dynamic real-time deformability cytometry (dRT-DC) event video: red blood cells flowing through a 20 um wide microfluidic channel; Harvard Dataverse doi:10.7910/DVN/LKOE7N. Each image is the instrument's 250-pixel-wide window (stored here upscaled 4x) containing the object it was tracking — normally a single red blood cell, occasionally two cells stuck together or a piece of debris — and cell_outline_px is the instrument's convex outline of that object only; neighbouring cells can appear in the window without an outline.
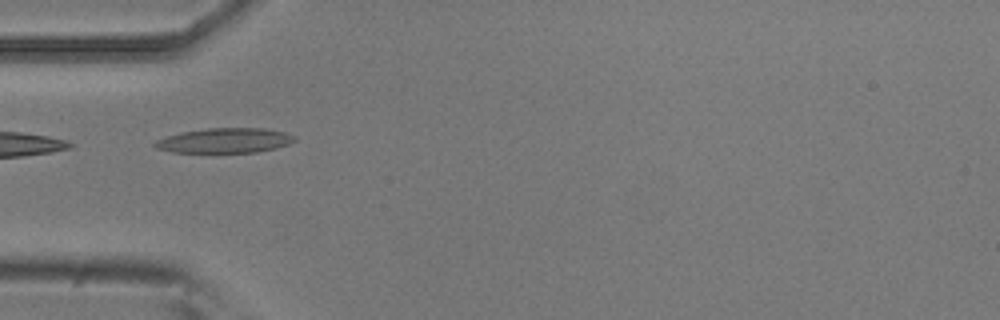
{"species": "common noctule bat (a hibernating species)", "species_latin": "Nyctalus noctula", "temperature_condition": "room temperature", "stored_images_in_passage": 6, "camera_frame_rate_fps": 3000, "um_per_image_px": 0.085, "animal": {"sex": "male", "body_mass_g": 20.5, "forearm_length_mm": 52.5}, "frame": {"image": 1, "passage_image": 4, "time_ms": 1.0, "image_size_px": [1000, 320], "cell_outline_px": [[296, 140], [288, 144], [276, 148], [256, 152], [212, 156], [172, 152], [156, 148], [152, 144], [156, 140], [180, 132], [208, 128], [264, 128], [284, 132], [296, 136]], "centroid_in_image_um": [19.05, 12.0], "position_along_channel_um": 65.9, "area_um2": 21.39}}
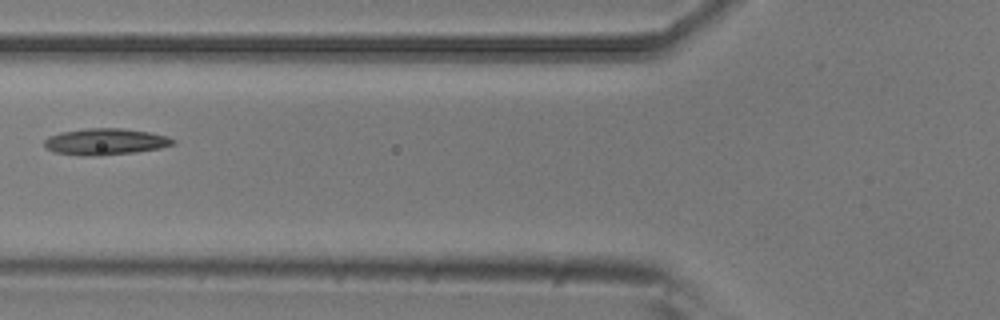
{"frame": {"image": 2, "passage_image": 5, "time_ms": 1.333, "image_size_px": [1000, 320], "cell_outline_px": [[176, 144], [160, 148], [136, 152], [100, 156], [80, 156], [52, 152], [44, 148], [44, 140], [48, 136], [60, 132], [84, 128], [120, 128], [148, 132], [168, 136], [176, 140]], "centroid_in_image_um": [8.92, 12.05], "position_along_channel_um": 116.9, "area_um2": 20.23}}
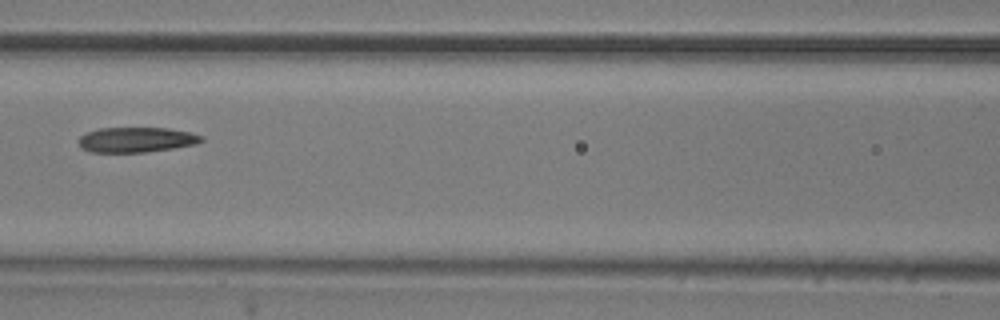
{"frame": {"image": 3, "passage_image": 6, "time_ms": 1.667, "image_size_px": [1000, 320], "cell_outline_px": [[204, 140], [196, 144], [172, 148], [144, 152], [92, 152], [80, 148], [80, 136], [88, 132], [100, 128], [168, 128], [192, 132], [204, 136]], "centroid_in_image_um": [11.63, 11.87], "position_along_channel_um": 155.0, "area_um2": 17.92}}